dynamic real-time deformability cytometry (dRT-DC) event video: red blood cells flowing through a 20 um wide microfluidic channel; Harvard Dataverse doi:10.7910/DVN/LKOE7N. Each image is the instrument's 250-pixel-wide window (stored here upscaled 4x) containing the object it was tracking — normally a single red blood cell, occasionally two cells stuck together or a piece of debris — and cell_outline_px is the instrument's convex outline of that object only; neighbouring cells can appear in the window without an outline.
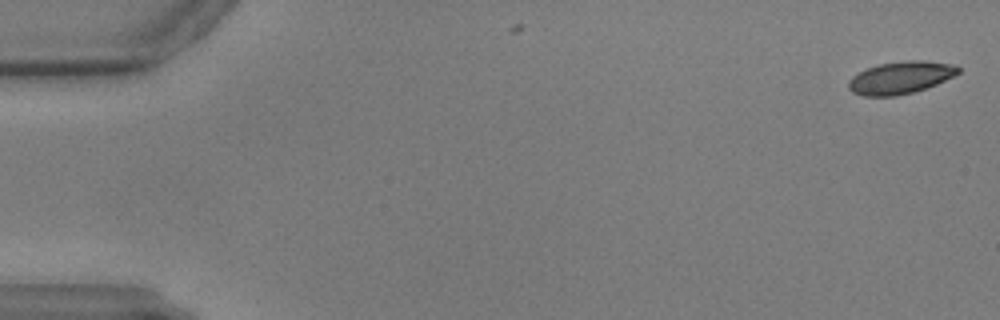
{"species": "common noctule bat (a hibernating species)", "species_latin": "Nyctalus noctula", "temperature_condition": "warm", "stored_images_in_passage": 7, "camera_frame_rate_fps": 3000, "um_per_image_px": 0.085, "animal": {"sex": "male", "body_mass_g": 17.9, "forearm_length_mm": 54.2}, "frame": {"image": 1, "passage_image": 2, "time_ms": 0.333, "image_size_px": [1000, 320], "cell_outline_px": [[960, 72], [936, 84], [912, 92], [896, 96], [864, 96], [852, 92], [848, 88], [848, 80], [852, 76], [868, 68], [880, 64], [908, 60], [924, 60], [952, 64], [960, 68]], "centroid_in_image_um": [76.52, 6.6], "position_along_channel_um": 8.5, "area_um2": 20.46}}